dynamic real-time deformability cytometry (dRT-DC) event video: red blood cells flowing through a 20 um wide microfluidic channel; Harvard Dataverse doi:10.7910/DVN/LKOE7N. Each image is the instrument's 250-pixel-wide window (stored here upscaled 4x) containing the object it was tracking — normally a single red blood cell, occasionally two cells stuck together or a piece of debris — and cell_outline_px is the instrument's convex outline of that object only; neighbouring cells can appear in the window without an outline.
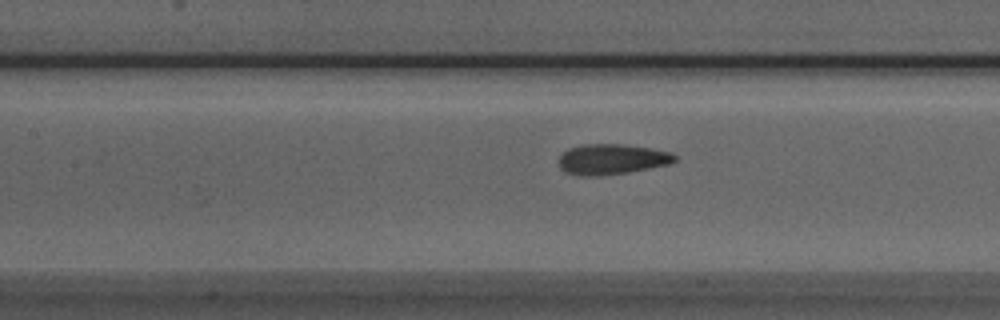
{"species": "Egyptian fruit bat (a non-hibernating species)", "species_latin": "Rousettus aegyptiacus", "temperature_condition": "room temperature", "stored_images_in_passage": 35, "camera_frame_rate_fps": 3000, "um_per_image_px": 0.085, "animal": {"sex": "male"}, "frame": {"image": 1, "passage_image": 14, "time_ms": 4.333, "image_size_px": [1000, 320], "cell_outline_px": [[676, 160], [668, 164], [628, 172], [596, 176], [580, 176], [564, 172], [560, 168], [560, 156], [568, 148], [584, 144], [620, 144], [652, 148], [672, 152], [676, 156]], "centroid_in_image_um": [51.99, 13.53], "position_along_channel_um": 155.4, "area_um2": 20.52}}
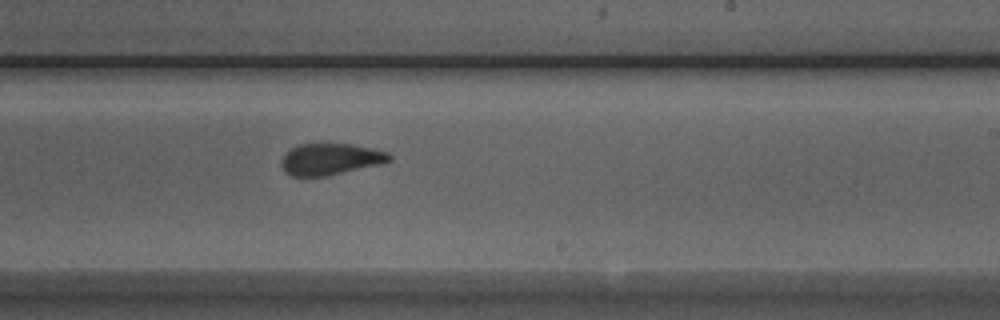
{"frame": {"image": 2, "passage_image": 22, "time_ms": 7.0, "image_size_px": [1000, 320], "cell_outline_px": [[392, 160], [380, 164], [328, 176], [292, 176], [284, 172], [280, 164], [280, 160], [292, 148], [300, 144], [320, 140], [352, 144], [388, 152], [392, 156]], "centroid_in_image_um": [28.06, 13.49], "position_along_channel_um": 260.9, "area_um2": 20.52}}
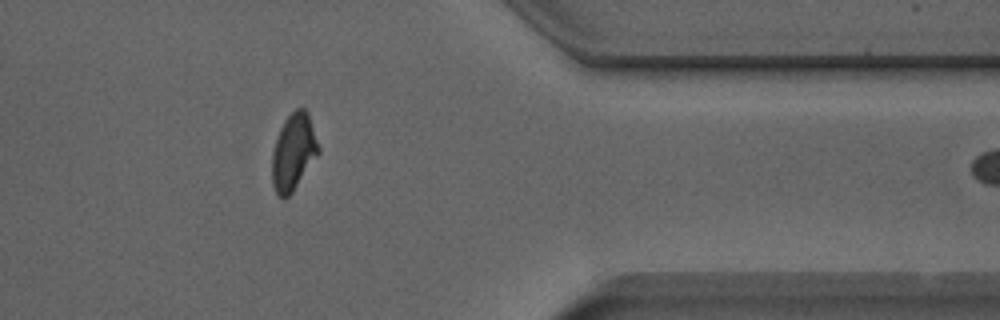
{"frame": {"image": 3, "passage_image": 33, "time_ms": 10.667, "image_size_px": [1000, 320], "cell_outline_px": [[320, 152], [292, 192], [284, 200], [276, 196], [272, 184], [272, 152], [280, 128], [284, 120], [296, 108], [304, 108], [308, 112], [320, 148]], "centroid_in_image_um": [24.94, 12.94], "position_along_channel_um": 386.5, "area_um2": 20.81}, "authors_computed_cell_mechanics": {"area_um2": 20.808, "velocity_mm_per_s": 3.9674, "shape_relaxation_time_tau1_ms": 3.4109, "shape_relaxation_time_tau2_ms": 1.0651, "deformation_change_tau1": 0.1342, "deformation_change_tau2": 0.0756}}